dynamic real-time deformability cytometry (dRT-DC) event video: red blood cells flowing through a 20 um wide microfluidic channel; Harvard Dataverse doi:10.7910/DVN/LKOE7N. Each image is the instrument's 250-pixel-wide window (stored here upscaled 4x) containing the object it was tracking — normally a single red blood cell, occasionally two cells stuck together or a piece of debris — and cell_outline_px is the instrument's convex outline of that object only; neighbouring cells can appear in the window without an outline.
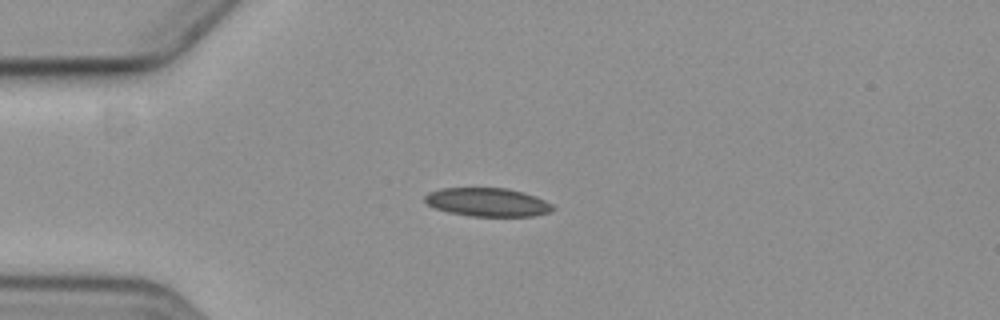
{"species": "common noctule bat (a hibernating species)", "species_latin": "Nyctalus noctula", "temperature_condition": "cold", "stored_images_in_passage": 3, "camera_frame_rate_fps": 3000, "um_per_image_px": 0.085, "animal": {"sex": "female", "body_mass_g": 19.3, "forearm_length_mm": 54.1}, "frame": {"image": 1, "passage_image": 3, "time_ms": 3.0, "image_size_px": [1000, 320], "cell_outline_px": [[556, 208], [548, 212], [536, 216], [468, 216], [448, 212], [436, 208], [428, 204], [424, 200], [424, 196], [428, 192], [440, 188], [504, 188], [520, 192], [544, 200], [552, 204]], "centroid_in_image_um": [41.4, 17.19], "position_along_channel_um": 43.6, "area_um2": 21.1}}